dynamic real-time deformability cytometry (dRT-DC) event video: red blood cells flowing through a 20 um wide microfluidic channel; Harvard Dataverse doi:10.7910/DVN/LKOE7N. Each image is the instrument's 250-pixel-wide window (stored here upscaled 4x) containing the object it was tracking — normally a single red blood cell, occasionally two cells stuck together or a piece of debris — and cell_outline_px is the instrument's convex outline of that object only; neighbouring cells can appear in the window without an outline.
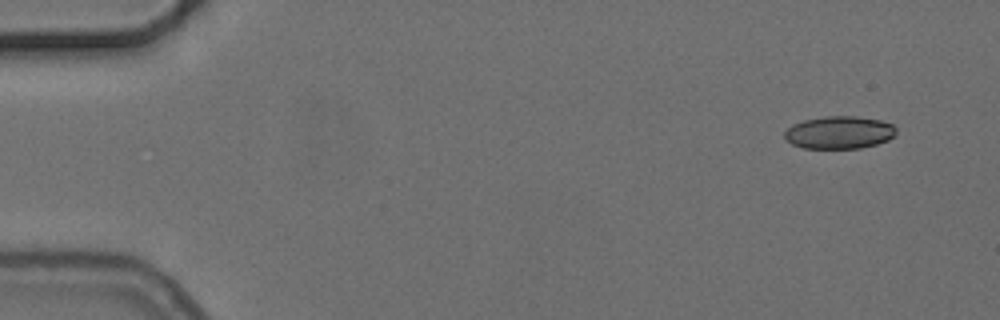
{"species": "common noctule bat (a hibernating species)", "species_latin": "Nyctalus noctula", "temperature_condition": "cold", "stored_images_in_passage": 6, "camera_frame_rate_fps": 3000, "um_per_image_px": 0.085, "animal": {"sex": "female", "body_mass_g": 24.6, "forearm_length_mm": 56.2}, "frame": {"image": 1, "passage_image": 1, "time_ms": 0.0, "image_size_px": [1000, 320], "cell_outline_px": [[896, 136], [888, 140], [876, 144], [860, 148], [804, 148], [792, 144], [784, 140], [784, 132], [792, 124], [804, 120], [824, 116], [856, 116], [880, 120], [892, 124], [896, 128]], "centroid_in_image_um": [71.33, 11.26], "position_along_channel_um": 13.7, "area_um2": 21.39}}
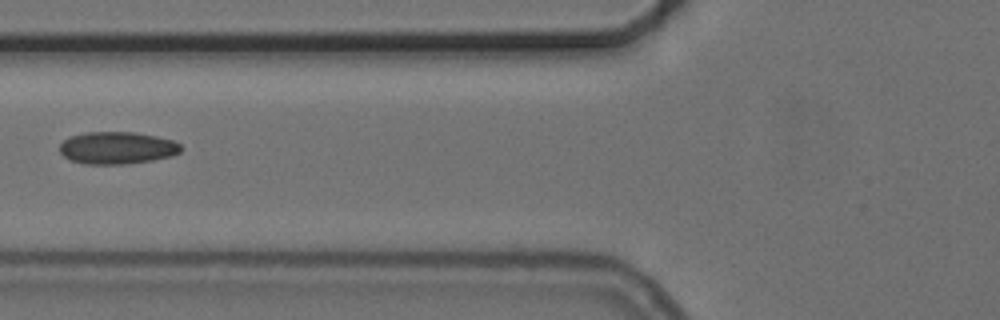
{"frame": {"image": 2, "passage_image": 5, "time_ms": 6.0, "image_size_px": [1000, 320], "cell_outline_px": [[180, 152], [172, 156], [152, 160], [124, 164], [84, 164], [72, 160], [64, 156], [60, 152], [60, 144], [68, 136], [88, 132], [136, 132], [156, 136], [172, 140], [180, 144]], "centroid_in_image_um": [9.94, 12.56], "position_along_channel_um": 115.9, "area_um2": 22.77}}
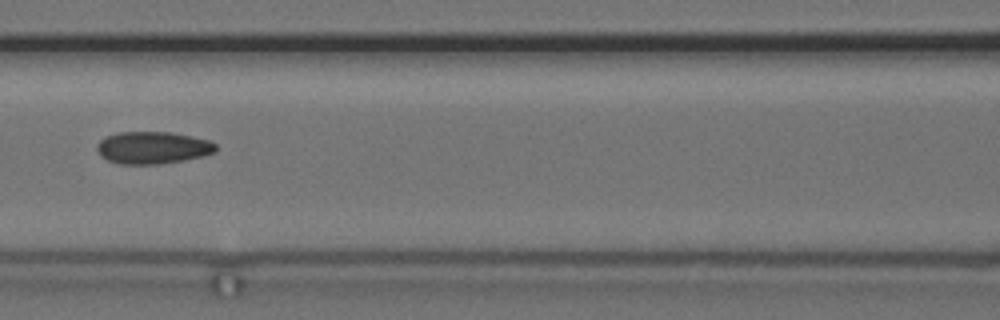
{"frame": {"image": 3, "passage_image": 6, "time_ms": 7.0, "image_size_px": [1000, 320], "cell_outline_px": [[216, 152], [184, 160], [160, 164], [120, 164], [108, 160], [100, 156], [96, 148], [100, 140], [108, 136], [120, 132], [172, 132], [192, 136], [208, 140], [216, 144]], "centroid_in_image_um": [12.98, 12.55], "position_along_channel_um": 153.6, "area_um2": 22.25}}